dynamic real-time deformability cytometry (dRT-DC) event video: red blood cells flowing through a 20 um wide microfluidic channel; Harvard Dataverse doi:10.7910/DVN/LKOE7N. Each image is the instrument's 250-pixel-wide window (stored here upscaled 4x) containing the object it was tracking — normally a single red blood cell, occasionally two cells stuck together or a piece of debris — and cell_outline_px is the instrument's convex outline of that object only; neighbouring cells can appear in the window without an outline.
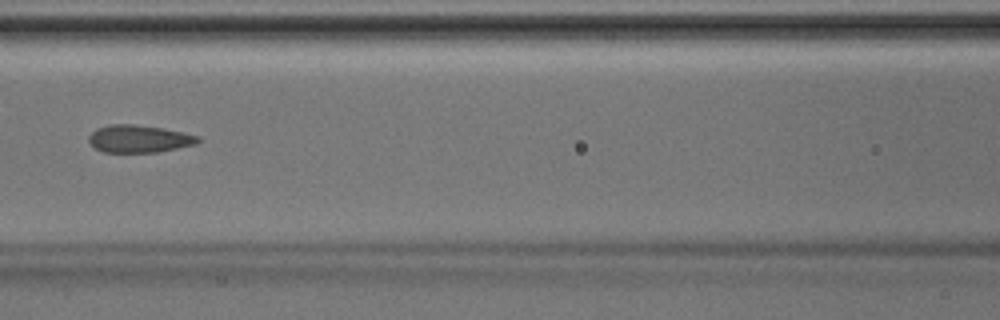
{"species": "Egyptian fruit bat (a non-hibernating species)", "species_latin": "Rousettus aegyptiacus", "temperature_condition": "room temperature", "stored_images_in_passage": 45, "camera_frame_rate_fps": 3000, "um_per_image_px": 0.085, "animal": {"sex": "male"}, "frame": {"image": 1, "passage_image": 20, "time_ms": 6.333, "image_size_px": [1000, 320], "cell_outline_px": [[200, 140], [196, 144], [156, 152], [104, 152], [88, 144], [88, 136], [96, 128], [108, 124], [132, 124], [164, 128], [200, 136]], "centroid_in_image_um": [11.78, 11.79], "position_along_channel_um": 154.8, "area_um2": 17.57}}